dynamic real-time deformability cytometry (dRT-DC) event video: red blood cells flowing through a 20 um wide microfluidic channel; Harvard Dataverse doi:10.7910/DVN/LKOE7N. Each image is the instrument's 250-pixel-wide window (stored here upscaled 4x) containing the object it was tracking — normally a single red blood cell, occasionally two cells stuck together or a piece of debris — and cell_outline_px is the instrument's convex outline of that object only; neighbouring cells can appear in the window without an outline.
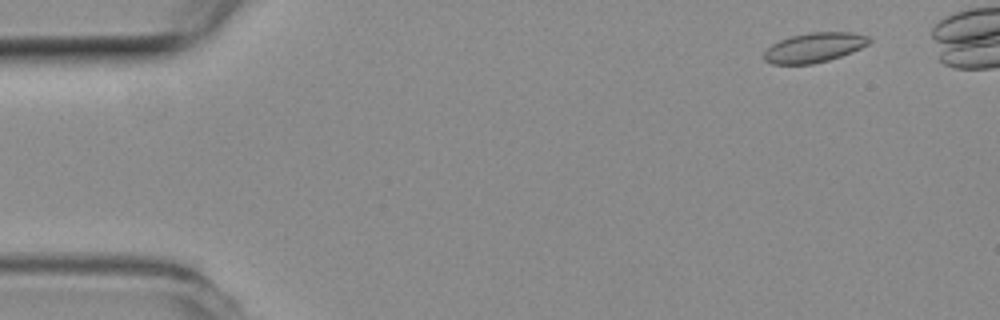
{"species": "common noctule bat (a hibernating species)", "species_latin": "Nyctalus noctula", "temperature_condition": "room temperature", "stored_images_in_passage": 44, "camera_frame_rate_fps": 3000, "um_per_image_px": 0.085, "animal": {"sex": "female", "body_mass_g": 19.3, "forearm_length_mm": 54.1}, "frame": {"image": 1, "passage_image": 4, "time_ms": 1.0, "image_size_px": [1000, 320], "cell_outline_px": [[872, 40], [868, 44], [852, 52], [828, 60], [812, 64], [772, 64], [764, 60], [764, 52], [772, 44], [780, 40], [792, 36], [812, 32], [852, 32], [868, 36]], "centroid_in_image_um": [69.22, 4.04], "position_along_channel_um": 15.8, "area_um2": 18.03}}
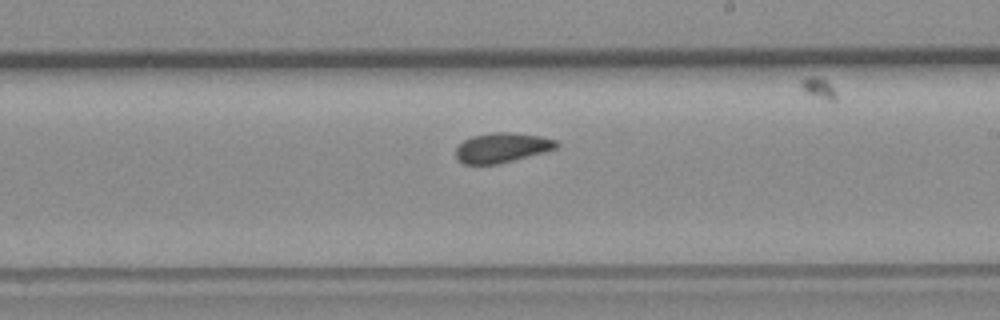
{"frame": {"image": 2, "passage_image": 31, "time_ms": 10.0, "image_size_px": [1000, 320], "cell_outline_px": [[560, 144], [556, 148], [544, 152], [500, 164], [464, 164], [456, 156], [456, 148], [464, 140], [472, 136], [492, 132], [512, 132], [540, 136], [556, 140]], "centroid_in_image_um": [42.68, 12.55], "position_along_channel_um": 246.3, "area_um2": 17.46}}
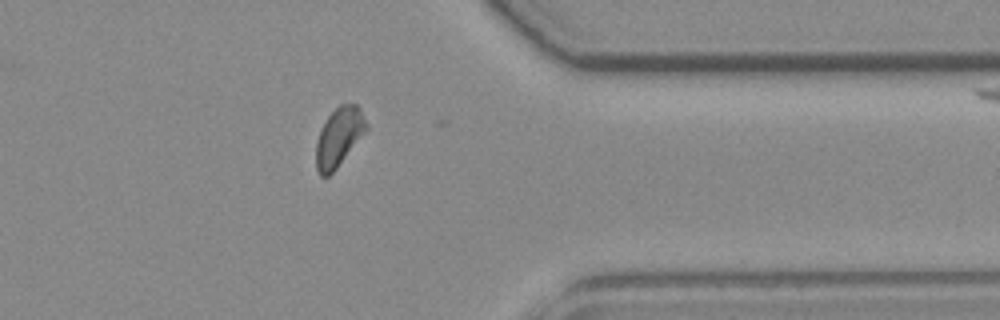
{"frame": {"image": 3, "passage_image": 43, "time_ms": 14.0, "image_size_px": [1000, 320], "cell_outline_px": [[368, 128], [336, 168], [328, 176], [320, 176], [316, 168], [316, 144], [320, 128], [328, 116], [340, 104], [356, 104], [360, 108], [368, 124]], "centroid_in_image_um": [28.8, 11.63], "position_along_channel_um": 382.6, "area_um2": 16.99}}